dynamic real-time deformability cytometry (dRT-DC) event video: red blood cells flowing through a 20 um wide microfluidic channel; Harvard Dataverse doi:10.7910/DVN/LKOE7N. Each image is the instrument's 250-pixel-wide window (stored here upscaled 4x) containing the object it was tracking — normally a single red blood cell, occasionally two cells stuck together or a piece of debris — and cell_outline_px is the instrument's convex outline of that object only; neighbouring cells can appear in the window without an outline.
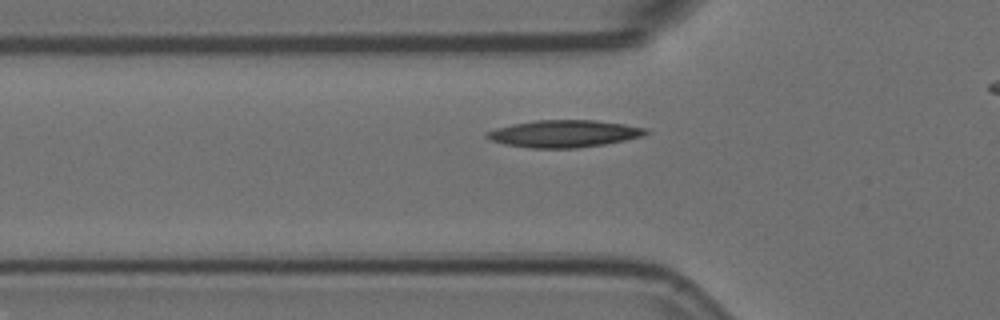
{"species": "Egyptian fruit bat (a non-hibernating species)", "species_latin": "Rousettus aegyptiacus", "temperature_condition": "room temperature", "stored_images_in_passage": 42, "camera_frame_rate_fps": 3000, "um_per_image_px": 0.085, "animal": {"sex": "female"}, "frame": {"image": 1, "passage_image": 11, "time_ms": 3.333, "image_size_px": [1000, 320], "cell_outline_px": [[652, 132], [640, 136], [624, 140], [604, 144], [576, 148], [532, 148], [504, 144], [492, 140], [484, 136], [484, 132], [496, 128], [512, 124], [536, 120], [596, 120], [624, 124], [648, 128]], "centroid_in_image_um": [47.94, 11.35], "position_along_channel_um": 77.9, "area_um2": 25.2}}
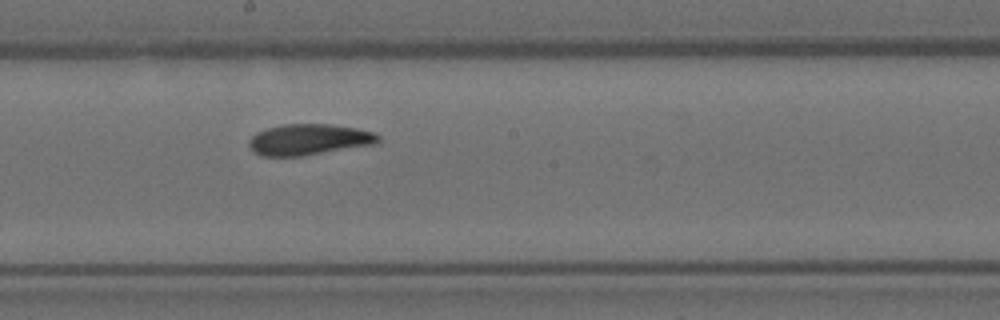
{"frame": {"image": 2, "passage_image": 23, "time_ms": 7.333, "image_size_px": [1000, 320], "cell_outline_px": [[380, 140], [376, 144], [304, 156], [264, 156], [256, 152], [248, 144], [248, 140], [256, 132], [268, 128], [284, 124], [328, 124], [356, 128], [372, 132], [380, 136]], "centroid_in_image_um": [26.28, 11.86], "position_along_channel_um": 221.9, "area_um2": 23.29}}
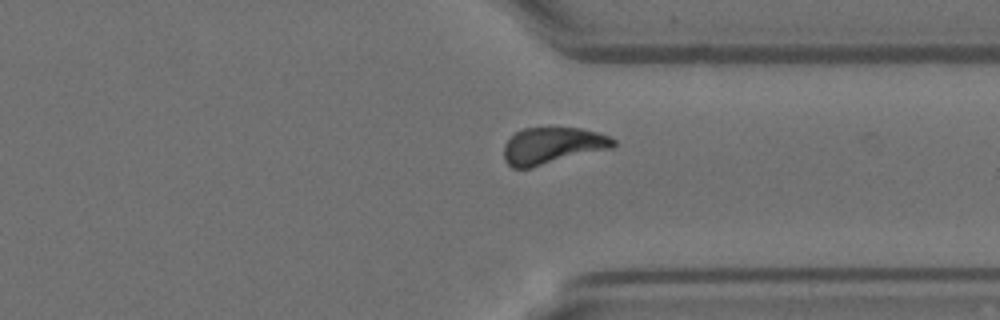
{"frame": {"image": 3, "passage_image": 35, "time_ms": 11.333, "image_size_px": [1000, 320], "cell_outline_px": [[616, 144], [612, 148], [528, 168], [512, 168], [504, 160], [504, 144], [516, 132], [524, 128], [580, 128], [600, 132], [616, 140]], "centroid_in_image_um": [46.96, 12.37], "position_along_channel_um": 364.4, "area_um2": 23.24}, "authors_computed_cell_mechanics": {"area_um2": 23.4379, "velocity_mm_per_s": 3.5851, "shape_relaxation_time_tau1_ms": 6.5332, "shape_relaxation_time_tau2_ms": 2.6716, "deformation_change_tau1": 0.1762, "deformation_change_tau2": 0.087}}